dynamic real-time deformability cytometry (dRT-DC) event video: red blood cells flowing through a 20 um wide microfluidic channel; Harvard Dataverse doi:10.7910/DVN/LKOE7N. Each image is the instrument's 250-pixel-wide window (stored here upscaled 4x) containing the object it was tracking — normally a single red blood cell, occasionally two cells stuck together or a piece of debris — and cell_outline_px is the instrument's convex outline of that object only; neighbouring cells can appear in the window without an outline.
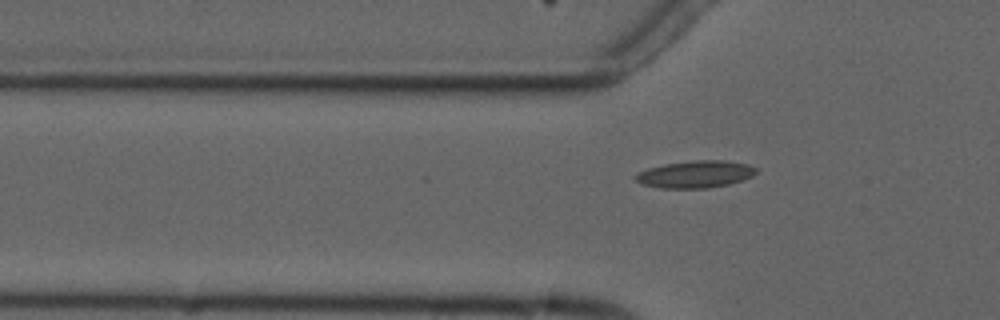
{"species": "common noctule bat (a hibernating species)", "species_latin": "Nyctalus noctula", "temperature_condition": "cold", "stored_images_in_passage": 7, "segment_of_instrument_passage": [2, 2], "camera_frame_rate_fps": 3000, "um_per_image_px": 0.085, "animal": {"sex": "male", "forearm_length_mm": 52.5}, "frame": {"image": 1, "passage_image": 7, "time_ms": 7.333, "image_size_px": [1000, 320], "cell_outline_px": [[756, 172], [752, 176], [744, 180], [728, 184], [708, 188], [660, 188], [644, 184], [636, 180], [632, 176], [636, 172], [648, 168], [664, 164], [696, 160], [724, 160], [748, 164], [756, 168]], "centroid_in_image_um": [59.09, 14.81], "position_along_channel_um": 66.7, "area_um2": 19.13}}